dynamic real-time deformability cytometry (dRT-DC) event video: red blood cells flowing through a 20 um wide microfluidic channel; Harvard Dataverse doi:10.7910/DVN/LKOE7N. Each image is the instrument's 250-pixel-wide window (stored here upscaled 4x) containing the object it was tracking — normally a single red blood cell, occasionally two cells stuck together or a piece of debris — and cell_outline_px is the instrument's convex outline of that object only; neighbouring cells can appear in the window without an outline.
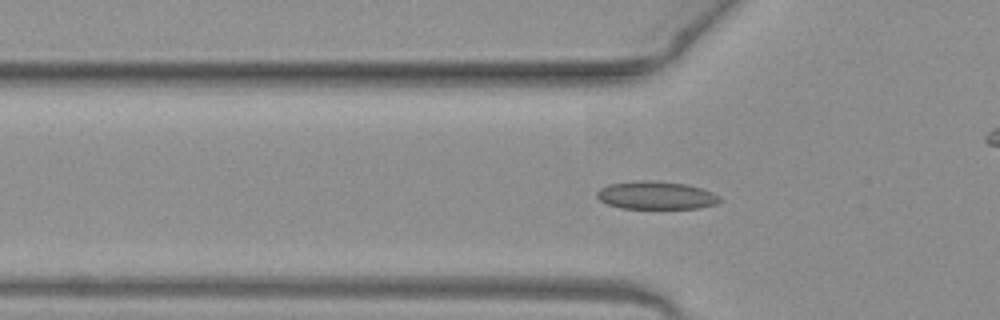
{"species": "common noctule bat (a hibernating species)", "species_latin": "Nyctalus noctula", "temperature_condition": "warm", "stored_images_in_passage": 49, "camera_frame_rate_fps": 3000, "um_per_image_px": 0.085, "animal": {"sex": "female", "body_mass_g": 19.3, "forearm_length_mm": 54.1}, "frame": {"image": 1, "passage_image": 14, "time_ms": 4.333, "image_size_px": [1000, 320], "cell_outline_px": [[724, 200], [716, 204], [700, 208], [620, 208], [608, 204], [600, 200], [596, 196], [596, 192], [600, 188], [608, 184], [636, 180], [648, 180], [684, 184], [700, 188], [712, 192], [720, 196]], "centroid_in_image_um": [55.76, 16.6], "position_along_channel_um": 70.0, "area_um2": 20.06}}
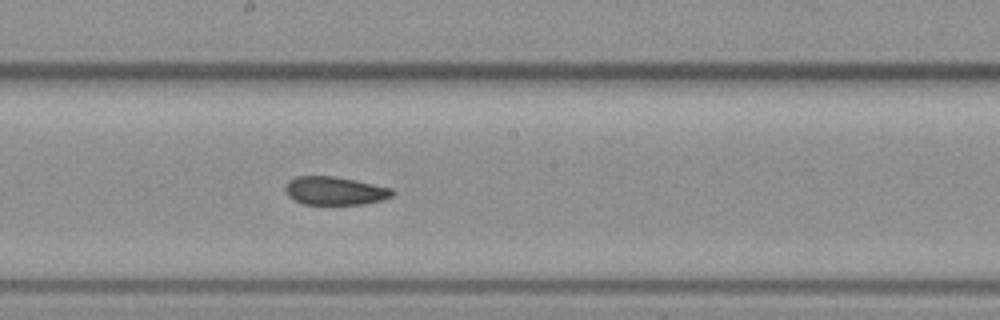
{"frame": {"image": 2, "passage_image": 25, "time_ms": 8.0, "image_size_px": [1000, 320], "cell_outline_px": [[396, 192], [392, 196], [384, 200], [364, 204], [304, 204], [288, 196], [284, 188], [288, 180], [296, 176], [332, 176], [392, 188]], "centroid_in_image_um": [28.47, 16.22], "position_along_channel_um": 219.7, "area_um2": 17.57}}
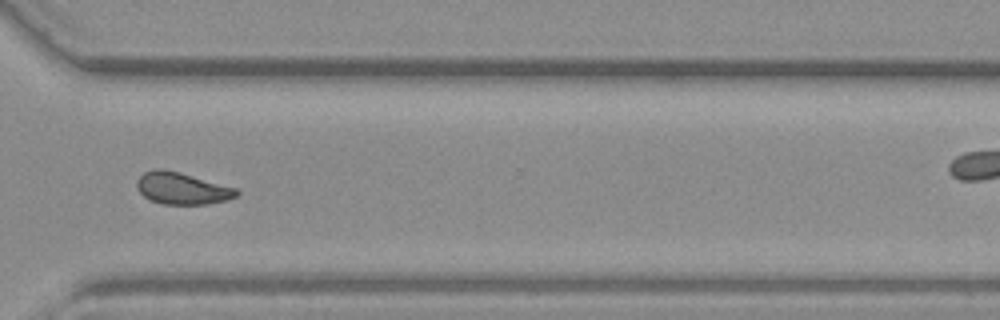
{"frame": {"image": 3, "passage_image": 35, "time_ms": 11.333, "image_size_px": [1000, 320], "cell_outline_px": [[240, 192], [236, 196], [228, 200], [208, 204], [164, 204], [152, 200], [144, 196], [136, 188], [136, 180], [144, 172], [156, 168], [160, 168], [180, 172], [236, 188]], "centroid_in_image_um": [15.47, 16.01], "position_along_channel_um": 355.1, "area_um2": 18.5}, "authors_computed_cell_mechanics": {"area_um2": 18.8428, "velocity_mm_per_s": 4.0591, "shape_relaxation_time_tau1_ms": null, "shape_relaxation_time_tau2_ms": 2.2215, "deformation_change_tau1": null, "deformation_change_tau2": 0.0594}}